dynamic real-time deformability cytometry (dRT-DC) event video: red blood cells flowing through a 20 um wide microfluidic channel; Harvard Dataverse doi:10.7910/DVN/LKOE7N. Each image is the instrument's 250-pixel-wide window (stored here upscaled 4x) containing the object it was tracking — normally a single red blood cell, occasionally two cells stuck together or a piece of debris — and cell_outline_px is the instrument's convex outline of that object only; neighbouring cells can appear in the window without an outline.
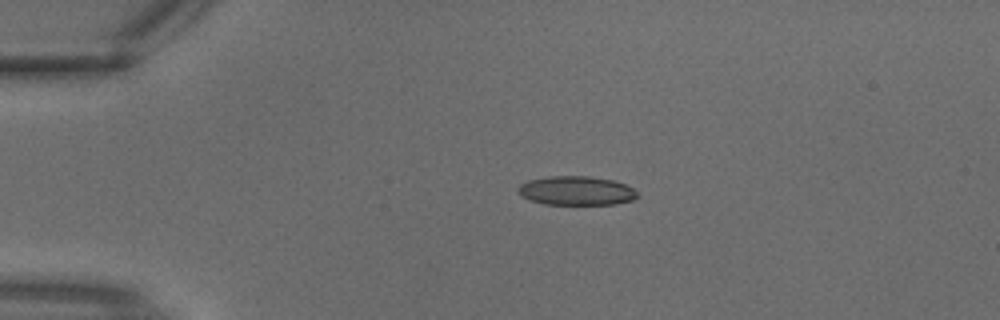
{"species": "common noctule bat (a hibernating species)", "species_latin": "Nyctalus noctula", "temperature_condition": "warm", "stored_images_in_passage": 3, "camera_frame_rate_fps": 3000, "um_per_image_px": 0.085, "animal": {"sex": "male", "body_mass_g": 18.8}, "frame": {"image": 1, "passage_image": 2, "time_ms": 0.333, "image_size_px": [1000, 320], "cell_outline_px": [[636, 196], [632, 200], [616, 204], [544, 204], [528, 200], [520, 196], [516, 192], [516, 188], [520, 184], [528, 180], [548, 176], [588, 176], [612, 180], [624, 184], [632, 188], [636, 192]], "centroid_in_image_um": [48.89, 16.21], "position_along_channel_um": 36.1, "area_um2": 20.23}}